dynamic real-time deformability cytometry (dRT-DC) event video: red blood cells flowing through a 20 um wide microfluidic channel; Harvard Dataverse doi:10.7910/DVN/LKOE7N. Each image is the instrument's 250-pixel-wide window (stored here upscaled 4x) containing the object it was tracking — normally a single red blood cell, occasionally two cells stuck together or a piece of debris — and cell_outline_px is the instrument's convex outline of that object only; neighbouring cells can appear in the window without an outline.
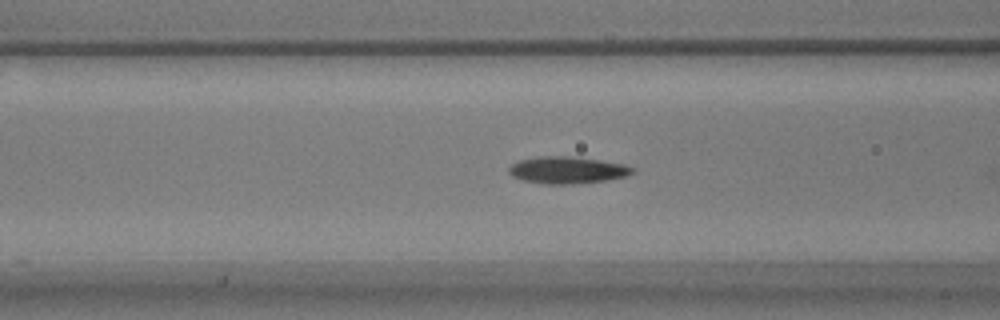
{"species": "common noctule bat (a hibernating species)", "species_latin": "Nyctalus noctula", "temperature_condition": "warm", "stored_images_in_passage": 34, "camera_frame_rate_fps": 3000, "um_per_image_px": 0.085, "animal": {"sex": "male", "body_mass_g": 17.9}, "frame": {"image": 1, "passage_image": 7, "time_ms": 2.0, "image_size_px": [1000, 320], "cell_outline_px": [[636, 172], [624, 176], [608, 180], [572, 184], [544, 184], [524, 180], [512, 176], [508, 172], [508, 168], [512, 164], [520, 160], [536, 156], [568, 156], [600, 160], [624, 164], [636, 168]], "centroid_in_image_um": [48.23, 14.45], "position_along_channel_um": 118.4, "area_um2": 19.48}}
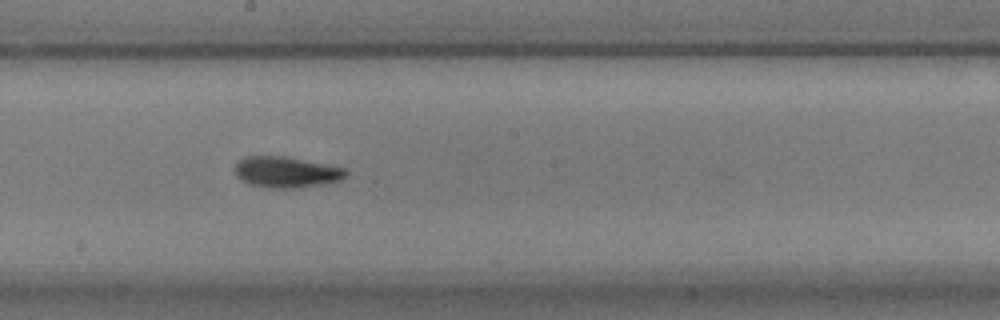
{"frame": {"image": 2, "passage_image": 16, "time_ms": 5.0, "image_size_px": [1000, 320], "cell_outline_px": [[348, 176], [340, 180], [320, 184], [296, 188], [268, 188], [248, 184], [240, 180], [236, 176], [236, 164], [244, 156], [284, 156], [344, 168], [348, 172]], "centroid_in_image_um": [24.31, 14.63], "position_along_channel_um": 223.9, "area_um2": 19.94}}
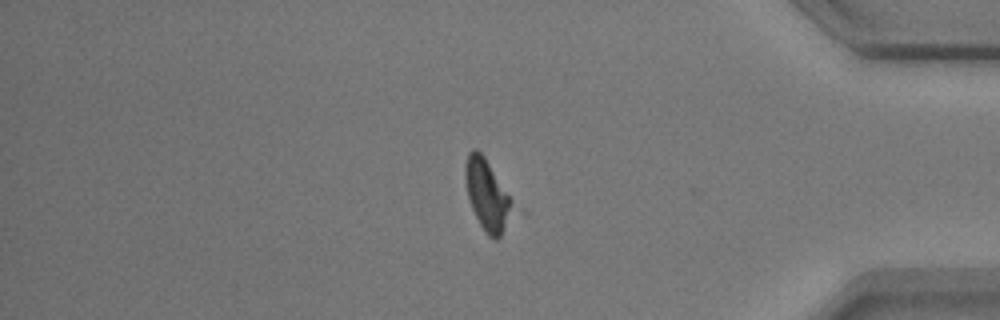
{"frame": {"image": 3, "passage_image": 33, "time_ms": 10.667, "image_size_px": [1000, 320], "cell_outline_px": [[512, 212], [500, 236], [496, 240], [492, 240], [484, 232], [472, 208], [468, 196], [464, 180], [464, 164], [468, 152], [472, 148], [476, 148], [484, 156], [508, 196]], "centroid_in_image_um": [41.33, 16.55], "position_along_channel_um": 393.9, "area_um2": 18.84}, "authors_computed_cell_mechanics": {"area_um2": 19.074, "velocity_mm_per_s": 3.5173, "shape_relaxation_time_tau1_ms": 3.3236, "shape_relaxation_time_tau2_ms": 3.648, "deformation_change_tau1": 0.1386, "deformation_change_tau2": 0.0924}}